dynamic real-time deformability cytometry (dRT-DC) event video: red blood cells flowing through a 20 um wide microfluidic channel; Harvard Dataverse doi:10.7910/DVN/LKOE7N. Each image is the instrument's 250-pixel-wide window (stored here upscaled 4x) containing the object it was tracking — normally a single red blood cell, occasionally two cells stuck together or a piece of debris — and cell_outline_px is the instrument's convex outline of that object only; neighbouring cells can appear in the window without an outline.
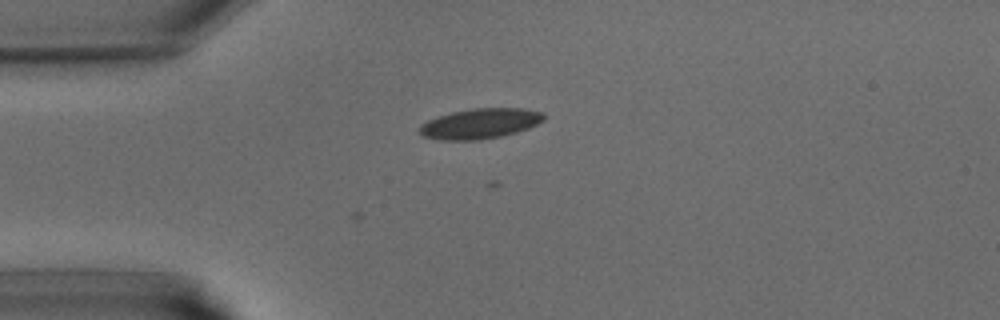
{"species": "common noctule bat (a hibernating species)", "species_latin": "Nyctalus noctula", "temperature_condition": "warm", "stored_images_in_passage": 1, "camera_frame_rate_fps": 3000, "um_per_image_px": 0.085, "animal": {"sex": "male", "body_mass_g": 15.6}, "frame": {"image": 1, "passage_image": 1, "time_ms": 0.0, "image_size_px": [1000, 320], "cell_outline_px": [[544, 120], [528, 128], [516, 132], [500, 136], [480, 140], [440, 140], [424, 136], [420, 132], [420, 124], [436, 116], [452, 112], [472, 108], [524, 108], [544, 112]], "centroid_in_image_um": [40.81, 10.49], "position_along_channel_um": 44.2, "area_um2": 21.91}}